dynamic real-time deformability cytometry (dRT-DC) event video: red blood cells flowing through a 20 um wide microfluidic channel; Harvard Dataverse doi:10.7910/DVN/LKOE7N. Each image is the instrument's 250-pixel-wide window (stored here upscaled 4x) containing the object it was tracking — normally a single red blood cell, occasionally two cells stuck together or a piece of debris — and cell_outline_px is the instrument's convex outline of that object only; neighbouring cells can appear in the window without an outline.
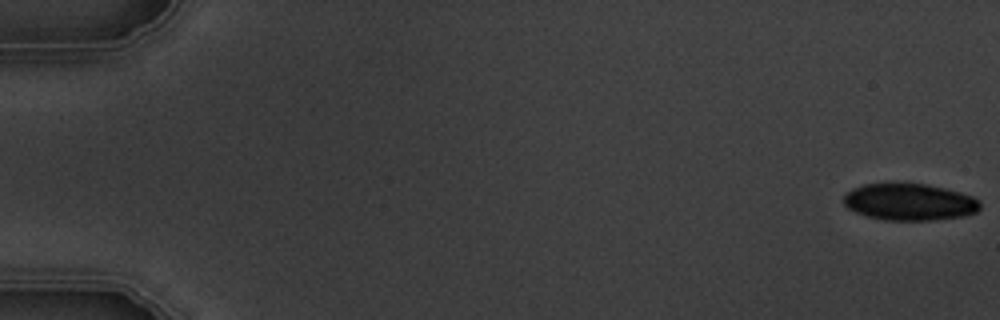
{"species": "common noctule bat (a hibernating species)", "species_latin": "Nyctalus noctula", "temperature_condition": "warm", "stored_images_in_passage": 7, "camera_frame_rate_fps": 3000, "um_per_image_px": 0.085, "animal": {"sex": "male", "body_mass_g": 19.5, "forearm_length_mm": 54.6}, "frame": {"image": 1, "passage_image": 1, "time_ms": 0.0, "image_size_px": [1000, 320], "cell_outline_px": [[980, 208], [976, 212], [964, 216], [936, 220], [884, 220], [868, 216], [856, 212], [848, 208], [844, 204], [844, 196], [852, 188], [864, 184], [888, 180], [892, 180], [924, 184], [944, 188], [960, 192], [972, 196], [980, 200]], "centroid_in_image_um": [77.28, 17.13], "position_along_channel_um": 7.7, "area_um2": 30.06}}